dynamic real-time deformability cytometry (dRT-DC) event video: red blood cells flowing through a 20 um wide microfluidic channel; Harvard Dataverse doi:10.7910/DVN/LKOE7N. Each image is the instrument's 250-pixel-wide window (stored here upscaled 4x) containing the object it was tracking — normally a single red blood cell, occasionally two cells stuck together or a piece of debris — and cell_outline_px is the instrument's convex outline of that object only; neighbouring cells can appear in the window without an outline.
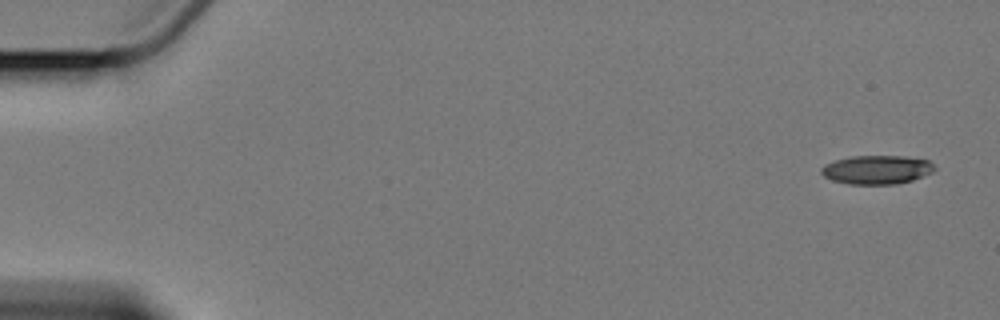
{"species": "Egyptian fruit bat (a non-hibernating species)", "species_latin": "Rousettus aegyptiacus", "temperature_condition": "cold", "stored_images_in_passage": 11, "camera_frame_rate_fps": 3000, "um_per_image_px": 0.085, "animal": {"sex": "female"}, "frame": {"image": 1, "passage_image": 1, "time_ms": 0.0, "image_size_px": [1000, 320], "cell_outline_px": [[936, 168], [932, 172], [912, 180], [896, 184], [848, 184], [832, 180], [824, 176], [820, 172], [820, 168], [824, 164], [836, 160], [852, 156], [904, 156], [928, 160]], "centroid_in_image_um": [74.5, 14.42], "position_along_channel_um": 10.5, "area_um2": 18.96}}
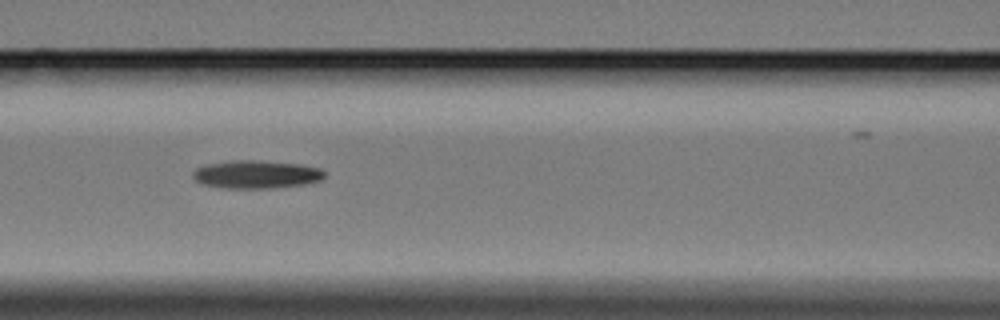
{"frame": {"image": 2, "passage_image": 7, "time_ms": 8.0, "image_size_px": [1000, 320], "cell_outline_px": [[324, 176], [320, 180], [304, 184], [268, 188], [224, 188], [200, 184], [192, 176], [192, 172], [196, 168], [208, 164], [232, 160], [256, 160], [300, 164], [320, 168], [324, 172]], "centroid_in_image_um": [21.74, 14.82], "position_along_channel_um": 144.9, "area_um2": 21.44}}
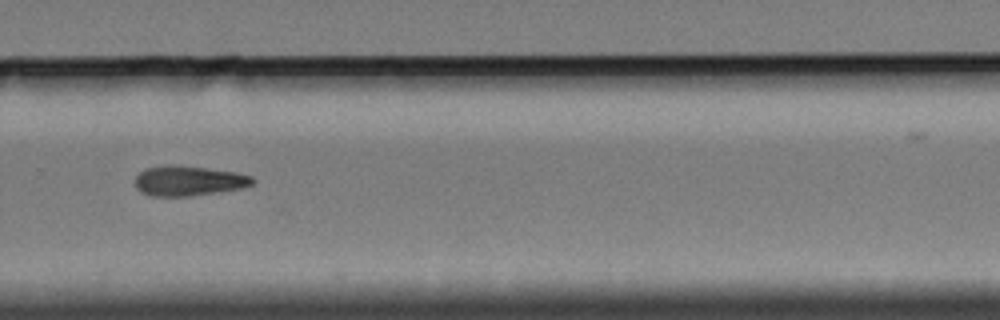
{"frame": {"image": 3, "passage_image": 11, "time_ms": 13.0, "image_size_px": [1000, 320], "cell_outline_px": [[256, 180], [252, 184], [244, 188], [188, 196], [152, 196], [140, 192], [136, 188], [136, 176], [144, 168], [172, 164], [180, 164], [236, 172], [252, 176]], "centroid_in_image_um": [16.03, 15.35], "position_along_channel_um": 313.8, "area_um2": 20.75}}